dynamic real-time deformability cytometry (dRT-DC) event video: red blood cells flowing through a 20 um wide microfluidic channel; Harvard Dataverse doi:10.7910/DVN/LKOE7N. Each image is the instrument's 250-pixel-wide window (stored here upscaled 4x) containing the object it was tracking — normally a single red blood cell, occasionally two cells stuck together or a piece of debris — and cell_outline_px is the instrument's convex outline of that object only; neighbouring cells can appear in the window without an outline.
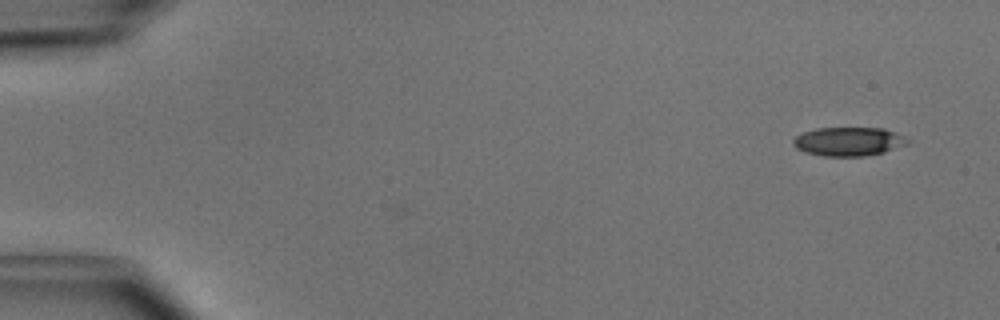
{"species": "common noctule bat (a hibernating species)", "species_latin": "Nyctalus noctula", "temperature_condition": "cold", "stored_images_in_passage": 48, "camera_frame_rate_fps": 3000, "um_per_image_px": 0.085, "animal": {"sex": "male", "body_mass_g": 15.6}, "frame": {"image": 1, "passage_image": 1, "time_ms": 0.0, "image_size_px": [1000, 320], "cell_outline_px": [[912, 140], [904, 144], [884, 152], [864, 156], [824, 156], [804, 152], [796, 148], [792, 144], [792, 140], [796, 136], [804, 132], [816, 128], [884, 128]], "centroid_in_image_um": [72.08, 12.03], "position_along_channel_um": 12.9, "area_um2": 19.07}}
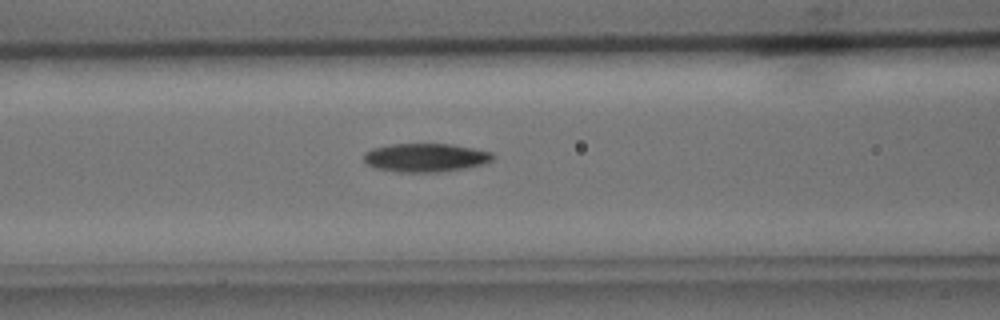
{"frame": {"image": 2, "passage_image": 19, "time_ms": 6.0, "image_size_px": [1000, 320], "cell_outline_px": [[496, 156], [492, 160], [484, 164], [464, 168], [436, 172], [396, 172], [376, 168], [368, 164], [364, 160], [364, 152], [372, 148], [392, 144], [452, 144], [492, 152]], "centroid_in_image_um": [36.18, 13.39], "position_along_channel_um": 130.4, "area_um2": 21.44}}
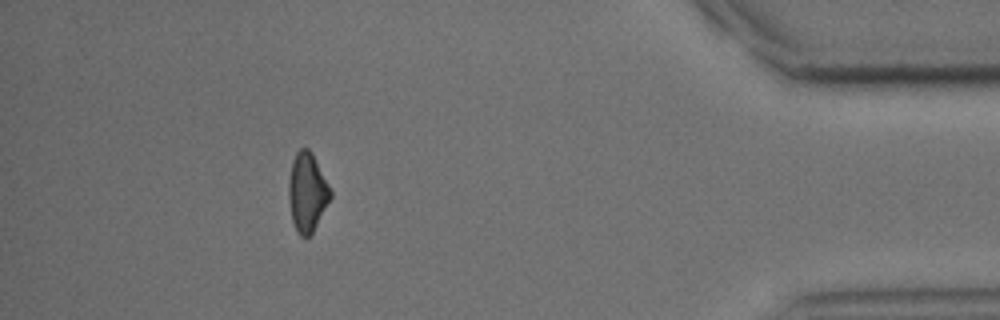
{"frame": {"image": 3, "passage_image": 43, "time_ms": 14.0, "image_size_px": [1000, 320], "cell_outline_px": [[332, 196], [312, 232], [308, 236], [300, 236], [296, 232], [292, 220], [288, 196], [288, 184], [292, 160], [296, 152], [300, 148], [308, 148], [312, 152], [332, 192]], "centroid_in_image_um": [26.09, 16.32], "position_along_channel_um": 409.1, "area_um2": 19.07}, "authors_computed_cell_mechanics": {"area_um2": 20.1144, "velocity_mm_per_s": 4.0562, "shape_relaxation_time_tau1_ms": 3.0143, "shape_relaxation_time_tau2_ms": 9.2334, "deformation_change_tau1": 0.1364, "deformation_change_tau2": 0.2185}}